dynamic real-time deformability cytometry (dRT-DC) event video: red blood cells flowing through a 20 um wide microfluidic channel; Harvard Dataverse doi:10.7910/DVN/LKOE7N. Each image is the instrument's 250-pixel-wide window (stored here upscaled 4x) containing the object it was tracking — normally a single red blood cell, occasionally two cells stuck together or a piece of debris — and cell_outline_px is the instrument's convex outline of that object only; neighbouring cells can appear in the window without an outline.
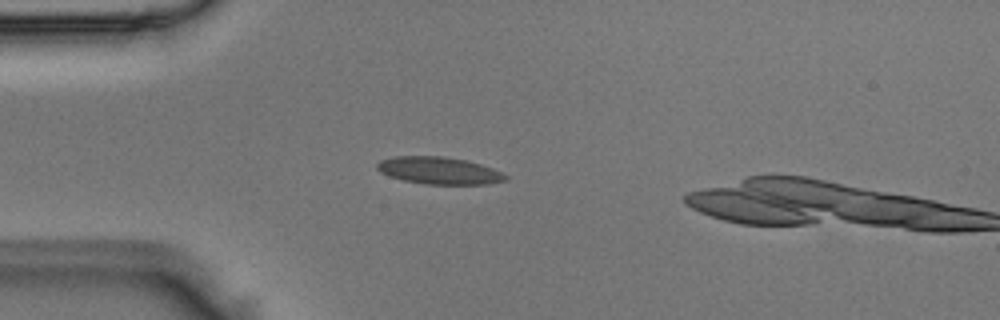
{"species": "Egyptian fruit bat (a non-hibernating species)", "species_latin": "Rousettus aegyptiacus", "temperature_condition": "room temperature", "stored_images_in_passage": 14, "camera_frame_rate_fps": 3000, "um_per_image_px": 0.085, "animal": {"sex": "male"}, "frame": {"image": 1, "passage_image": 12, "time_ms": 3.667, "image_size_px": [1000, 320], "cell_outline_px": [[508, 180], [488, 184], [424, 184], [404, 180], [388, 176], [380, 172], [376, 168], [376, 164], [380, 160], [392, 156], [444, 156], [468, 160], [492, 168], [508, 176]], "centroid_in_image_um": [37.3, 14.49], "position_along_channel_um": 47.7, "area_um2": 20.52}}